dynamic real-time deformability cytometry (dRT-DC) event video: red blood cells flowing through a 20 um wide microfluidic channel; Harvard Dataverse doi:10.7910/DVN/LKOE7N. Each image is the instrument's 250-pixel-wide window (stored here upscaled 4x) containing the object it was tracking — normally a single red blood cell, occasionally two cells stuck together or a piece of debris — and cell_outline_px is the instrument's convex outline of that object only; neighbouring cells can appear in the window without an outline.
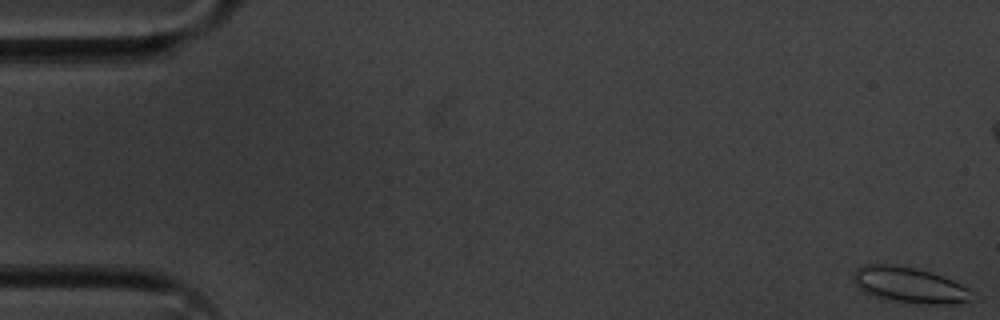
{"species": "common noctule bat (a hibernating species)", "species_latin": "Nyctalus noctula", "temperature_condition": "cold", "stored_images_in_passage": 57, "camera_frame_rate_fps": 3000, "um_per_image_px": 0.085, "animal": {"sex": "male", "body_mass_g": 20.1, "forearm_length_mm": 53.5}, "frame": {"image": 1, "passage_image": 1, "time_ms": 0.0, "image_size_px": [1000, 320], "cell_outline_px": [[972, 300], [956, 304], [920, 304], [896, 300], [876, 296], [864, 292], [852, 280], [852, 276], [856, 268], [864, 264], [888, 264], [916, 268], [932, 272], [952, 280], [968, 288]], "centroid_in_image_um": [77.28, 24.21], "position_along_channel_um": 7.7, "area_um2": 24.45}}
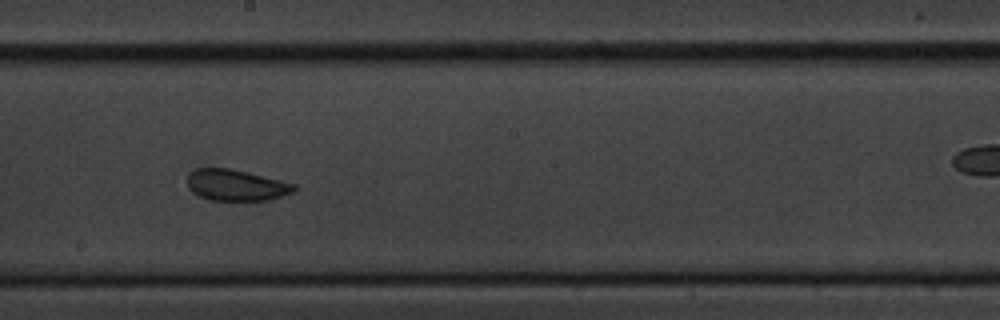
{"frame": {"image": 2, "passage_image": 31, "time_ms": 10.0, "image_size_px": [1000, 320], "cell_outline_px": [[296, 188], [292, 192], [268, 200], [212, 200], [200, 196], [192, 192], [188, 188], [188, 176], [196, 168], [232, 168], [296, 184]], "centroid_in_image_um": [20.06, 15.73], "position_along_channel_um": 228.1, "area_um2": 19.25}}
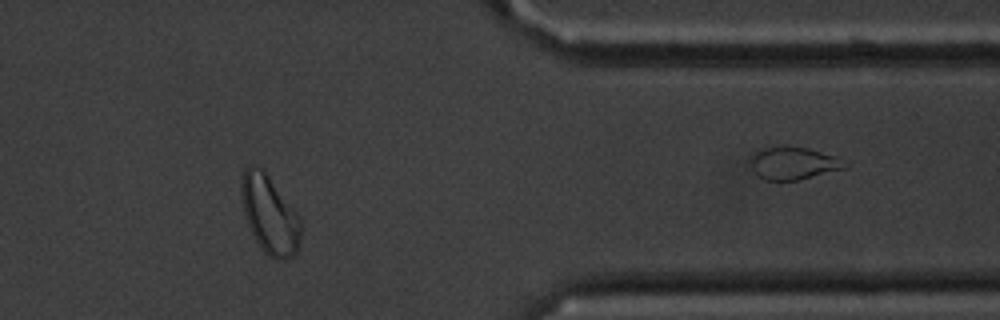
{"frame": {"image": 3, "passage_image": 46, "time_ms": 15.0, "image_size_px": [1000, 320], "cell_outline_px": [[300, 244], [296, 252], [292, 256], [284, 260], [280, 260], [268, 256], [264, 252], [256, 240], [248, 224], [244, 212], [240, 192], [240, 180], [244, 168], [248, 164], [256, 164], [268, 176], [300, 216]], "centroid_in_image_um": [22.9, 18.22], "position_along_channel_um": 388.5, "area_um2": 27.05}, "authors_computed_cell_mechanics": {"area_um2": 21.2704, "velocity_mm_per_s": 3.5916, "shape_relaxation_time_tau1_ms": 2.6267, "shape_relaxation_time_tau2_ms": 1.4526, "deformation_change_tau1": 0.101, "deformation_change_tau2": 0.0748}}